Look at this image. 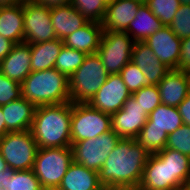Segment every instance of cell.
I'll return each instance as SVG.
<instances>
[{
    "mask_svg": "<svg viewBox=\"0 0 190 190\" xmlns=\"http://www.w3.org/2000/svg\"><path fill=\"white\" fill-rule=\"evenodd\" d=\"M149 155L135 139L120 138L98 172L101 184L138 188Z\"/></svg>",
    "mask_w": 190,
    "mask_h": 190,
    "instance_id": "6da1fadb",
    "label": "cell"
},
{
    "mask_svg": "<svg viewBox=\"0 0 190 190\" xmlns=\"http://www.w3.org/2000/svg\"><path fill=\"white\" fill-rule=\"evenodd\" d=\"M72 102L36 107L30 128L38 148L71 147Z\"/></svg>",
    "mask_w": 190,
    "mask_h": 190,
    "instance_id": "7a4b0ae2",
    "label": "cell"
},
{
    "mask_svg": "<svg viewBox=\"0 0 190 190\" xmlns=\"http://www.w3.org/2000/svg\"><path fill=\"white\" fill-rule=\"evenodd\" d=\"M21 92L35 107L71 101L69 79L56 68L32 71L21 83Z\"/></svg>",
    "mask_w": 190,
    "mask_h": 190,
    "instance_id": "3957f363",
    "label": "cell"
},
{
    "mask_svg": "<svg viewBox=\"0 0 190 190\" xmlns=\"http://www.w3.org/2000/svg\"><path fill=\"white\" fill-rule=\"evenodd\" d=\"M108 73L101 58L88 54L82 65L68 78L72 103H88L106 82Z\"/></svg>",
    "mask_w": 190,
    "mask_h": 190,
    "instance_id": "277c9868",
    "label": "cell"
},
{
    "mask_svg": "<svg viewBox=\"0 0 190 190\" xmlns=\"http://www.w3.org/2000/svg\"><path fill=\"white\" fill-rule=\"evenodd\" d=\"M72 162V147L38 148L32 170L42 188L57 189Z\"/></svg>",
    "mask_w": 190,
    "mask_h": 190,
    "instance_id": "5b68a950",
    "label": "cell"
},
{
    "mask_svg": "<svg viewBox=\"0 0 190 190\" xmlns=\"http://www.w3.org/2000/svg\"><path fill=\"white\" fill-rule=\"evenodd\" d=\"M38 145L30 130L6 133L0 138V152L7 166L18 170L33 169Z\"/></svg>",
    "mask_w": 190,
    "mask_h": 190,
    "instance_id": "8992f818",
    "label": "cell"
},
{
    "mask_svg": "<svg viewBox=\"0 0 190 190\" xmlns=\"http://www.w3.org/2000/svg\"><path fill=\"white\" fill-rule=\"evenodd\" d=\"M111 129V114L91 107L88 103H72L71 145L93 139Z\"/></svg>",
    "mask_w": 190,
    "mask_h": 190,
    "instance_id": "52a82bcc",
    "label": "cell"
},
{
    "mask_svg": "<svg viewBox=\"0 0 190 190\" xmlns=\"http://www.w3.org/2000/svg\"><path fill=\"white\" fill-rule=\"evenodd\" d=\"M134 43L126 32L103 31L97 54L109 75L119 74L131 62Z\"/></svg>",
    "mask_w": 190,
    "mask_h": 190,
    "instance_id": "ba28073f",
    "label": "cell"
},
{
    "mask_svg": "<svg viewBox=\"0 0 190 190\" xmlns=\"http://www.w3.org/2000/svg\"><path fill=\"white\" fill-rule=\"evenodd\" d=\"M120 137L112 129L93 139H85L72 144L73 161L87 169L99 172L108 154L115 148Z\"/></svg>",
    "mask_w": 190,
    "mask_h": 190,
    "instance_id": "9c48e42d",
    "label": "cell"
},
{
    "mask_svg": "<svg viewBox=\"0 0 190 190\" xmlns=\"http://www.w3.org/2000/svg\"><path fill=\"white\" fill-rule=\"evenodd\" d=\"M50 12L49 7L25 0L23 3L25 43L36 44L57 39Z\"/></svg>",
    "mask_w": 190,
    "mask_h": 190,
    "instance_id": "30bf717a",
    "label": "cell"
},
{
    "mask_svg": "<svg viewBox=\"0 0 190 190\" xmlns=\"http://www.w3.org/2000/svg\"><path fill=\"white\" fill-rule=\"evenodd\" d=\"M131 95L121 75L110 74L88 104L99 111L112 115L123 107Z\"/></svg>",
    "mask_w": 190,
    "mask_h": 190,
    "instance_id": "8fae6325",
    "label": "cell"
},
{
    "mask_svg": "<svg viewBox=\"0 0 190 190\" xmlns=\"http://www.w3.org/2000/svg\"><path fill=\"white\" fill-rule=\"evenodd\" d=\"M147 119L148 115L131 95L123 107L111 115V129L120 138L135 139Z\"/></svg>",
    "mask_w": 190,
    "mask_h": 190,
    "instance_id": "7c38bea8",
    "label": "cell"
},
{
    "mask_svg": "<svg viewBox=\"0 0 190 190\" xmlns=\"http://www.w3.org/2000/svg\"><path fill=\"white\" fill-rule=\"evenodd\" d=\"M161 63L171 70H179L181 39L169 26H163L144 41Z\"/></svg>",
    "mask_w": 190,
    "mask_h": 190,
    "instance_id": "4fadbf2b",
    "label": "cell"
},
{
    "mask_svg": "<svg viewBox=\"0 0 190 190\" xmlns=\"http://www.w3.org/2000/svg\"><path fill=\"white\" fill-rule=\"evenodd\" d=\"M161 103L177 107L190 93V77L187 71L171 70L157 85Z\"/></svg>",
    "mask_w": 190,
    "mask_h": 190,
    "instance_id": "5bb4252c",
    "label": "cell"
},
{
    "mask_svg": "<svg viewBox=\"0 0 190 190\" xmlns=\"http://www.w3.org/2000/svg\"><path fill=\"white\" fill-rule=\"evenodd\" d=\"M141 4L142 2L138 0H115L107 3V9L101 22L103 31L125 32Z\"/></svg>",
    "mask_w": 190,
    "mask_h": 190,
    "instance_id": "9a60e30c",
    "label": "cell"
},
{
    "mask_svg": "<svg viewBox=\"0 0 190 190\" xmlns=\"http://www.w3.org/2000/svg\"><path fill=\"white\" fill-rule=\"evenodd\" d=\"M131 62H133L151 85H158L162 78L171 71L155 56L152 49L144 42L134 43Z\"/></svg>",
    "mask_w": 190,
    "mask_h": 190,
    "instance_id": "2e32d148",
    "label": "cell"
},
{
    "mask_svg": "<svg viewBox=\"0 0 190 190\" xmlns=\"http://www.w3.org/2000/svg\"><path fill=\"white\" fill-rule=\"evenodd\" d=\"M30 44H14L10 53L0 61V72L11 80L22 83L32 72Z\"/></svg>",
    "mask_w": 190,
    "mask_h": 190,
    "instance_id": "e0dca14e",
    "label": "cell"
},
{
    "mask_svg": "<svg viewBox=\"0 0 190 190\" xmlns=\"http://www.w3.org/2000/svg\"><path fill=\"white\" fill-rule=\"evenodd\" d=\"M8 133L30 130L36 107L24 97L1 106Z\"/></svg>",
    "mask_w": 190,
    "mask_h": 190,
    "instance_id": "ac0fdd59",
    "label": "cell"
},
{
    "mask_svg": "<svg viewBox=\"0 0 190 190\" xmlns=\"http://www.w3.org/2000/svg\"><path fill=\"white\" fill-rule=\"evenodd\" d=\"M103 34L101 23L88 21L83 27L69 34L63 39L66 47L83 51L88 54H96L100 46Z\"/></svg>",
    "mask_w": 190,
    "mask_h": 190,
    "instance_id": "d6986e66",
    "label": "cell"
},
{
    "mask_svg": "<svg viewBox=\"0 0 190 190\" xmlns=\"http://www.w3.org/2000/svg\"><path fill=\"white\" fill-rule=\"evenodd\" d=\"M139 190H176L170 184L168 164L156 154H150L144 167Z\"/></svg>",
    "mask_w": 190,
    "mask_h": 190,
    "instance_id": "ffe728a7",
    "label": "cell"
},
{
    "mask_svg": "<svg viewBox=\"0 0 190 190\" xmlns=\"http://www.w3.org/2000/svg\"><path fill=\"white\" fill-rule=\"evenodd\" d=\"M102 187L98 172L73 161L56 190H101Z\"/></svg>",
    "mask_w": 190,
    "mask_h": 190,
    "instance_id": "44dd1931",
    "label": "cell"
},
{
    "mask_svg": "<svg viewBox=\"0 0 190 190\" xmlns=\"http://www.w3.org/2000/svg\"><path fill=\"white\" fill-rule=\"evenodd\" d=\"M50 18L55 34L60 40H63L88 22L70 3L51 8Z\"/></svg>",
    "mask_w": 190,
    "mask_h": 190,
    "instance_id": "7402d4cb",
    "label": "cell"
},
{
    "mask_svg": "<svg viewBox=\"0 0 190 190\" xmlns=\"http://www.w3.org/2000/svg\"><path fill=\"white\" fill-rule=\"evenodd\" d=\"M0 35L14 44L24 42L23 3L0 7Z\"/></svg>",
    "mask_w": 190,
    "mask_h": 190,
    "instance_id": "603a6c76",
    "label": "cell"
},
{
    "mask_svg": "<svg viewBox=\"0 0 190 190\" xmlns=\"http://www.w3.org/2000/svg\"><path fill=\"white\" fill-rule=\"evenodd\" d=\"M156 154L168 164L170 184L176 190H182L190 178V157L166 147Z\"/></svg>",
    "mask_w": 190,
    "mask_h": 190,
    "instance_id": "cb8c5ba5",
    "label": "cell"
},
{
    "mask_svg": "<svg viewBox=\"0 0 190 190\" xmlns=\"http://www.w3.org/2000/svg\"><path fill=\"white\" fill-rule=\"evenodd\" d=\"M163 26L161 20L151 12L145 3H142L137 10L135 18L130 22L125 32L135 42L145 41Z\"/></svg>",
    "mask_w": 190,
    "mask_h": 190,
    "instance_id": "d4e9b609",
    "label": "cell"
},
{
    "mask_svg": "<svg viewBox=\"0 0 190 190\" xmlns=\"http://www.w3.org/2000/svg\"><path fill=\"white\" fill-rule=\"evenodd\" d=\"M63 45V40L58 38L51 41L30 44L31 70L43 71L54 68L55 61Z\"/></svg>",
    "mask_w": 190,
    "mask_h": 190,
    "instance_id": "484cf974",
    "label": "cell"
},
{
    "mask_svg": "<svg viewBox=\"0 0 190 190\" xmlns=\"http://www.w3.org/2000/svg\"><path fill=\"white\" fill-rule=\"evenodd\" d=\"M183 124L177 107H171L161 103L148 115L147 122L143 128H158L170 134Z\"/></svg>",
    "mask_w": 190,
    "mask_h": 190,
    "instance_id": "4316f807",
    "label": "cell"
},
{
    "mask_svg": "<svg viewBox=\"0 0 190 190\" xmlns=\"http://www.w3.org/2000/svg\"><path fill=\"white\" fill-rule=\"evenodd\" d=\"M86 56L87 54L83 51L63 45L55 61L54 68L69 78L82 65Z\"/></svg>",
    "mask_w": 190,
    "mask_h": 190,
    "instance_id": "83f0119b",
    "label": "cell"
},
{
    "mask_svg": "<svg viewBox=\"0 0 190 190\" xmlns=\"http://www.w3.org/2000/svg\"><path fill=\"white\" fill-rule=\"evenodd\" d=\"M168 134L158 128H142L135 140L149 153L154 154L165 148Z\"/></svg>",
    "mask_w": 190,
    "mask_h": 190,
    "instance_id": "f1b7e54d",
    "label": "cell"
},
{
    "mask_svg": "<svg viewBox=\"0 0 190 190\" xmlns=\"http://www.w3.org/2000/svg\"><path fill=\"white\" fill-rule=\"evenodd\" d=\"M4 190H41L39 179L32 169L15 171L7 179Z\"/></svg>",
    "mask_w": 190,
    "mask_h": 190,
    "instance_id": "f546056e",
    "label": "cell"
},
{
    "mask_svg": "<svg viewBox=\"0 0 190 190\" xmlns=\"http://www.w3.org/2000/svg\"><path fill=\"white\" fill-rule=\"evenodd\" d=\"M70 4L88 21L99 23L102 22L107 9L105 0H71Z\"/></svg>",
    "mask_w": 190,
    "mask_h": 190,
    "instance_id": "4dcf8cb0",
    "label": "cell"
},
{
    "mask_svg": "<svg viewBox=\"0 0 190 190\" xmlns=\"http://www.w3.org/2000/svg\"><path fill=\"white\" fill-rule=\"evenodd\" d=\"M145 4L165 26L171 24L178 8L181 6L179 0H146Z\"/></svg>",
    "mask_w": 190,
    "mask_h": 190,
    "instance_id": "1f68e13d",
    "label": "cell"
},
{
    "mask_svg": "<svg viewBox=\"0 0 190 190\" xmlns=\"http://www.w3.org/2000/svg\"><path fill=\"white\" fill-rule=\"evenodd\" d=\"M132 96L147 115L161 104V97L157 85L145 86L139 91L132 93Z\"/></svg>",
    "mask_w": 190,
    "mask_h": 190,
    "instance_id": "d6a6232c",
    "label": "cell"
},
{
    "mask_svg": "<svg viewBox=\"0 0 190 190\" xmlns=\"http://www.w3.org/2000/svg\"><path fill=\"white\" fill-rule=\"evenodd\" d=\"M119 74L131 94L139 91L145 86L151 85L142 74L141 70L133 62H129Z\"/></svg>",
    "mask_w": 190,
    "mask_h": 190,
    "instance_id": "836d02e7",
    "label": "cell"
},
{
    "mask_svg": "<svg viewBox=\"0 0 190 190\" xmlns=\"http://www.w3.org/2000/svg\"><path fill=\"white\" fill-rule=\"evenodd\" d=\"M166 148L174 149L190 157V126L183 124L168 134Z\"/></svg>",
    "mask_w": 190,
    "mask_h": 190,
    "instance_id": "e575fe53",
    "label": "cell"
},
{
    "mask_svg": "<svg viewBox=\"0 0 190 190\" xmlns=\"http://www.w3.org/2000/svg\"><path fill=\"white\" fill-rule=\"evenodd\" d=\"M169 28L180 39L190 37V5L181 4Z\"/></svg>",
    "mask_w": 190,
    "mask_h": 190,
    "instance_id": "d590c367",
    "label": "cell"
},
{
    "mask_svg": "<svg viewBox=\"0 0 190 190\" xmlns=\"http://www.w3.org/2000/svg\"><path fill=\"white\" fill-rule=\"evenodd\" d=\"M22 97L21 84L0 72V106Z\"/></svg>",
    "mask_w": 190,
    "mask_h": 190,
    "instance_id": "8d00e7d4",
    "label": "cell"
},
{
    "mask_svg": "<svg viewBox=\"0 0 190 190\" xmlns=\"http://www.w3.org/2000/svg\"><path fill=\"white\" fill-rule=\"evenodd\" d=\"M190 69V37L181 39V53L179 59V70Z\"/></svg>",
    "mask_w": 190,
    "mask_h": 190,
    "instance_id": "74e56055",
    "label": "cell"
},
{
    "mask_svg": "<svg viewBox=\"0 0 190 190\" xmlns=\"http://www.w3.org/2000/svg\"><path fill=\"white\" fill-rule=\"evenodd\" d=\"M15 170L8 167L0 152V187L4 188L8 178L13 176Z\"/></svg>",
    "mask_w": 190,
    "mask_h": 190,
    "instance_id": "f35d334b",
    "label": "cell"
},
{
    "mask_svg": "<svg viewBox=\"0 0 190 190\" xmlns=\"http://www.w3.org/2000/svg\"><path fill=\"white\" fill-rule=\"evenodd\" d=\"M179 114L182 117L183 123L190 126V93L178 106Z\"/></svg>",
    "mask_w": 190,
    "mask_h": 190,
    "instance_id": "ab89813d",
    "label": "cell"
},
{
    "mask_svg": "<svg viewBox=\"0 0 190 190\" xmlns=\"http://www.w3.org/2000/svg\"><path fill=\"white\" fill-rule=\"evenodd\" d=\"M14 43L0 35V61L11 51Z\"/></svg>",
    "mask_w": 190,
    "mask_h": 190,
    "instance_id": "60d3db41",
    "label": "cell"
},
{
    "mask_svg": "<svg viewBox=\"0 0 190 190\" xmlns=\"http://www.w3.org/2000/svg\"><path fill=\"white\" fill-rule=\"evenodd\" d=\"M31 2L38 3L40 5H44L49 8L58 7L61 5H66L71 2V0H30Z\"/></svg>",
    "mask_w": 190,
    "mask_h": 190,
    "instance_id": "b9f144b4",
    "label": "cell"
},
{
    "mask_svg": "<svg viewBox=\"0 0 190 190\" xmlns=\"http://www.w3.org/2000/svg\"><path fill=\"white\" fill-rule=\"evenodd\" d=\"M7 132L5 125V117L0 106V138H2Z\"/></svg>",
    "mask_w": 190,
    "mask_h": 190,
    "instance_id": "7bdbcfd3",
    "label": "cell"
},
{
    "mask_svg": "<svg viewBox=\"0 0 190 190\" xmlns=\"http://www.w3.org/2000/svg\"><path fill=\"white\" fill-rule=\"evenodd\" d=\"M101 190H139V188L126 186H103Z\"/></svg>",
    "mask_w": 190,
    "mask_h": 190,
    "instance_id": "ee69618b",
    "label": "cell"
},
{
    "mask_svg": "<svg viewBox=\"0 0 190 190\" xmlns=\"http://www.w3.org/2000/svg\"><path fill=\"white\" fill-rule=\"evenodd\" d=\"M25 0H0V7L1 6H12L24 3Z\"/></svg>",
    "mask_w": 190,
    "mask_h": 190,
    "instance_id": "f6af8a7d",
    "label": "cell"
},
{
    "mask_svg": "<svg viewBox=\"0 0 190 190\" xmlns=\"http://www.w3.org/2000/svg\"><path fill=\"white\" fill-rule=\"evenodd\" d=\"M185 190H190V178L187 180V183L184 187Z\"/></svg>",
    "mask_w": 190,
    "mask_h": 190,
    "instance_id": "bcb514c9",
    "label": "cell"
},
{
    "mask_svg": "<svg viewBox=\"0 0 190 190\" xmlns=\"http://www.w3.org/2000/svg\"><path fill=\"white\" fill-rule=\"evenodd\" d=\"M181 4L190 5V0H179Z\"/></svg>",
    "mask_w": 190,
    "mask_h": 190,
    "instance_id": "7dc6e473",
    "label": "cell"
},
{
    "mask_svg": "<svg viewBox=\"0 0 190 190\" xmlns=\"http://www.w3.org/2000/svg\"><path fill=\"white\" fill-rule=\"evenodd\" d=\"M41 190H56V189H53V188H42Z\"/></svg>",
    "mask_w": 190,
    "mask_h": 190,
    "instance_id": "c3c4849f",
    "label": "cell"
},
{
    "mask_svg": "<svg viewBox=\"0 0 190 190\" xmlns=\"http://www.w3.org/2000/svg\"><path fill=\"white\" fill-rule=\"evenodd\" d=\"M105 1H106V3H110V2H113L115 0H105Z\"/></svg>",
    "mask_w": 190,
    "mask_h": 190,
    "instance_id": "681fc988",
    "label": "cell"
}]
</instances>
